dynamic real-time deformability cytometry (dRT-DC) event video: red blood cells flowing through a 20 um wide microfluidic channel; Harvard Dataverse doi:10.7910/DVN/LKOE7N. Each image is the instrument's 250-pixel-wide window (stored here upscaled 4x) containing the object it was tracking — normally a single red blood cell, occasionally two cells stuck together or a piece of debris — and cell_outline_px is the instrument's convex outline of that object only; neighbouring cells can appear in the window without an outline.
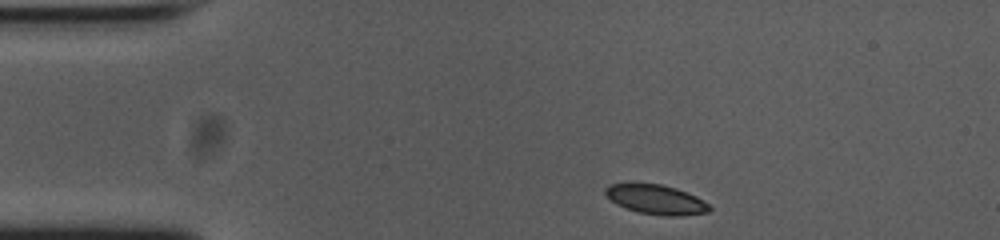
{"species": "common noctule bat (a hibernating species)", "species_latin": "Nyctalus noctula", "temperature_condition": "cold", "stored_images_in_passage": 46, "camera_frame_rate_fps": 3000, "um_per_image_px": 0.085, "animal": {"sex": "female", "body_mass_g": 23.0, "forearm_length_mm": 53.4}, "frame": {"image": 1, "passage_image": 1, "time_ms": 0.0, "image_size_px": [1000, 240], "cell_outline_px": [[712, 208], [708, 212], [680, 216], [668, 216], [640, 212], [624, 208], [616, 204], [604, 192], [604, 188], [608, 184], [660, 184], [676, 188], [696, 196], [708, 204]], "centroid_in_image_um": [55.77, 16.96], "position_along_channel_um": 29.2, "area_um2": 17.69}}
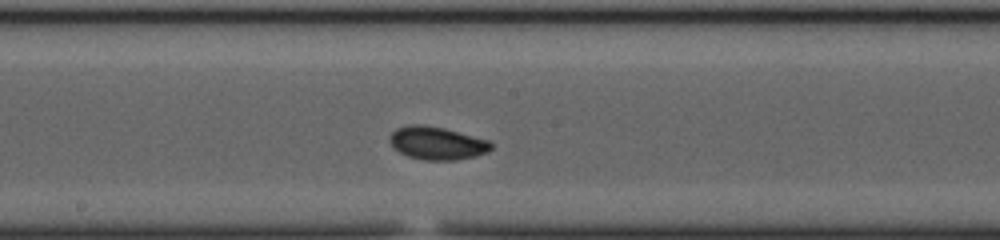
{"frame": {"image": 2, "passage_image": 20, "time_ms": 6.333, "image_size_px": [1000, 240], "cell_outline_px": [[492, 148], [488, 152], [476, 156], [456, 160], [424, 160], [408, 156], [400, 152], [388, 140], [388, 136], [396, 128], [408, 124], [424, 124], [444, 128], [492, 140]], "centroid_in_image_um": [37.17, 12.15], "position_along_channel_um": 211.0, "area_um2": 19.77}}
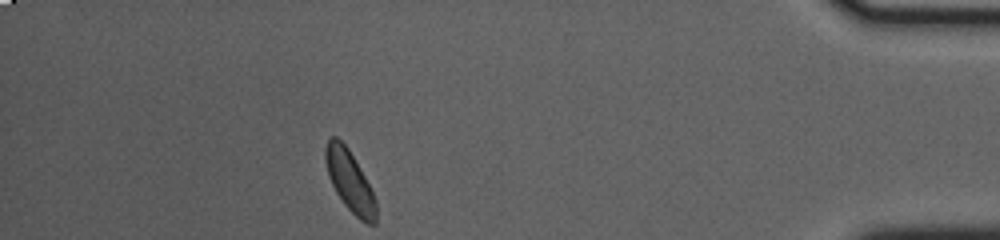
{"frame": {"image": 3, "passage_image": 40, "time_ms": 13.0, "image_size_px": [1000, 240], "cell_outline_px": [[376, 224], [368, 224], [360, 220], [344, 204], [336, 192], [328, 176], [324, 160], [324, 148], [328, 136], [336, 136], [348, 148], [364, 176], [376, 200]], "centroid_in_image_um": [29.69, 15.36], "position_along_channel_um": 405.5, "area_um2": 17.92}, "authors_computed_cell_mechanics": {"area_um2": 18.4382, "velocity_mm_per_s": 3.7055, "shape_relaxation_time_tau1_ms": 2.1438, "shape_relaxation_time_tau2_ms": null, "deformation_change_tau1": 0.074, "deformation_change_tau2": null}}